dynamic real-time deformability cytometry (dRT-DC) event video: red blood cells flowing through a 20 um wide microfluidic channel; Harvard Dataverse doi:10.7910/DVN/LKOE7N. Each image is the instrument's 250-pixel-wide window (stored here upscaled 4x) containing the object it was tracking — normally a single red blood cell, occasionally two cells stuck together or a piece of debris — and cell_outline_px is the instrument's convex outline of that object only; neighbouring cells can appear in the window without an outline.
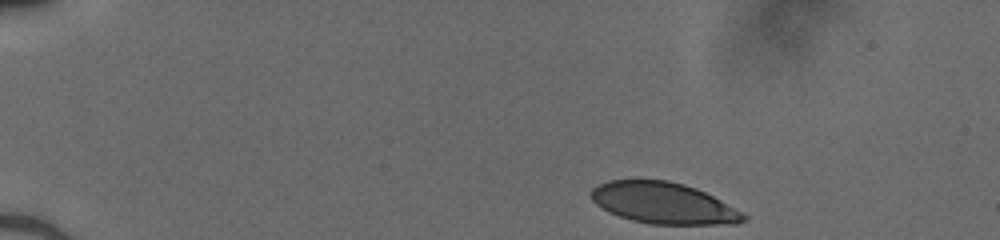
{"species": "human", "species_latin": "Homo sapiens", "temperature_condition": "cold", "stored_images_in_passage": 39, "camera_frame_rate_fps": 3000, "um_per_image_px": 0.085, "donor": {"sex": "male"}, "frame": {"image": 1, "passage_image": 1, "time_ms": 0.0, "image_size_px": [1000, 240], "cell_outline_px": [[748, 220], [736, 224], [652, 224], [632, 220], [608, 212], [596, 204], [592, 200], [592, 188], [608, 180], [668, 180], [684, 184], [696, 188], [720, 200], [748, 216]], "centroid_in_image_um": [56.4, 17.27], "position_along_channel_um": 28.6, "area_um2": 36.41}}
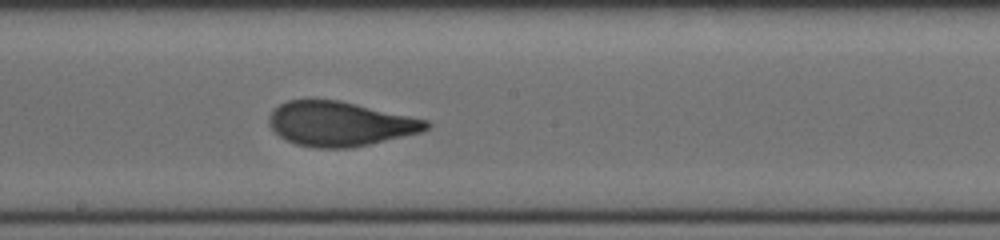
{"frame": {"image": 2, "passage_image": 22, "time_ms": 7.0, "image_size_px": [1000, 240], "cell_outline_px": [[432, 124], [428, 128], [420, 132], [352, 148], [312, 148], [296, 144], [284, 140], [268, 124], [268, 116], [272, 108], [288, 100], [340, 100], [428, 120]], "centroid_in_image_um": [28.85, 10.53], "position_along_channel_um": 219.3, "area_um2": 40.86}}
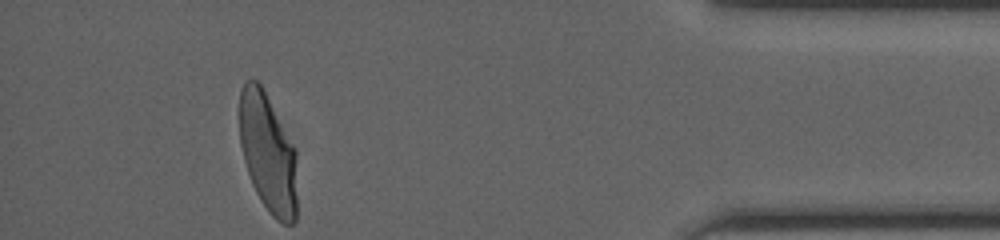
{"frame": {"image": 3, "passage_image": 39, "time_ms": 12.667, "image_size_px": [1000, 240], "cell_outline_px": [[296, 220], [292, 224], [284, 224], [276, 220], [272, 216], [260, 200], [252, 184], [244, 160], [240, 144], [240, 92], [244, 80], [256, 80], [260, 84], [296, 152]], "centroid_in_image_um": [22.76, 13.06], "position_along_channel_um": 412.4, "area_um2": 39.48}}